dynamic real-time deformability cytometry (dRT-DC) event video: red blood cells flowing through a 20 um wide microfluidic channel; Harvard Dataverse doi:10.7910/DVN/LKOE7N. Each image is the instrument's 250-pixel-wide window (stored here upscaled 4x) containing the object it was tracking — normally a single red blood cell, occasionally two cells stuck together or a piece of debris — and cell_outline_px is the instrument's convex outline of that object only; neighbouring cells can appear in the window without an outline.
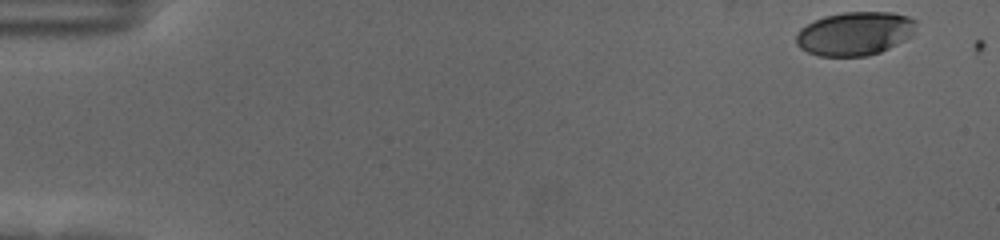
{"species": "human", "species_latin": "Homo sapiens", "temperature_condition": "cold", "stored_images_in_passage": 10, "camera_frame_rate_fps": 3000, "um_per_image_px": 0.085, "donor": {"sex": "female"}, "frame": {"image": 1, "passage_image": 1, "time_ms": 0.0, "image_size_px": [1000, 240], "cell_outline_px": [[916, 32], [912, 36], [880, 52], [868, 56], [820, 56], [808, 52], [800, 48], [796, 44], [796, 32], [800, 28], [824, 16], [844, 12], [892, 12], [908, 16], [916, 20]], "centroid_in_image_um": [72.67, 2.85], "position_along_channel_um": 12.3, "area_um2": 30.63}}